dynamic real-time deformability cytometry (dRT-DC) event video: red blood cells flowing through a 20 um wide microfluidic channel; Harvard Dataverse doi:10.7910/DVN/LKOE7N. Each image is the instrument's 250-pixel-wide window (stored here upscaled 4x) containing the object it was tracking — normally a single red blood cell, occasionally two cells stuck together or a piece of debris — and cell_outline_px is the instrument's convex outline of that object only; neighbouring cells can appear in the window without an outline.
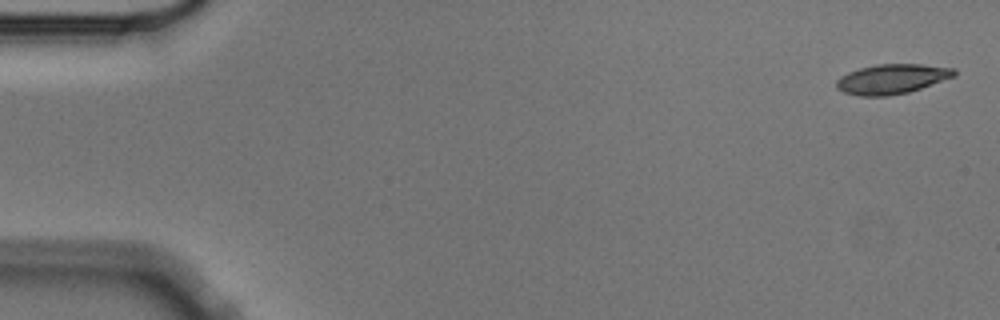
{"species": "Egyptian fruit bat (a non-hibernating species)", "species_latin": "Rousettus aegyptiacus", "temperature_condition": "cold", "stored_images_in_passage": 5, "camera_frame_rate_fps": 3000, "um_per_image_px": 0.085, "animal": {"sex": "male"}, "frame": {"image": 1, "passage_image": 1, "time_ms": 0.0, "image_size_px": [1000, 320], "cell_outline_px": [[956, 76], [908, 92], [888, 96], [860, 96], [844, 92], [836, 88], [836, 80], [840, 76], [848, 72], [860, 68], [876, 64], [920, 64], [956, 68]], "centroid_in_image_um": [75.81, 6.71], "position_along_channel_um": 9.2, "area_um2": 20.46}}
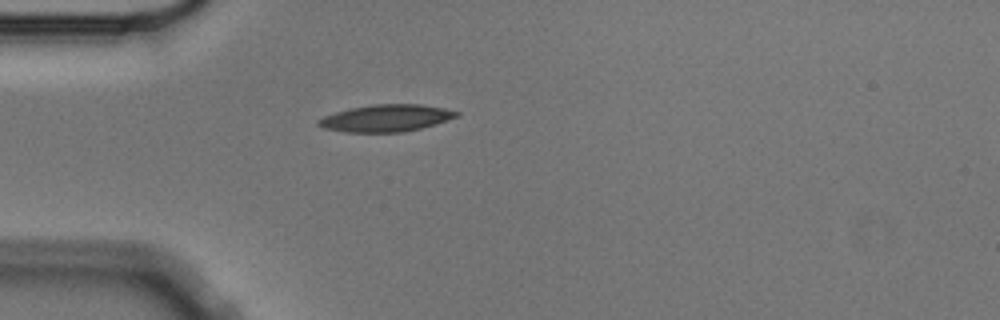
{"frame": {"image": 2, "passage_image": 5, "time_ms": 1.333, "image_size_px": [1000, 320], "cell_outline_px": [[460, 116], [420, 128], [404, 132], [344, 132], [324, 128], [316, 124], [316, 120], [324, 116], [336, 112], [352, 108], [372, 104], [420, 104], [444, 108], [460, 112]], "centroid_in_image_um": [32.81, 10.04], "position_along_channel_um": 52.2, "area_um2": 21.68}}